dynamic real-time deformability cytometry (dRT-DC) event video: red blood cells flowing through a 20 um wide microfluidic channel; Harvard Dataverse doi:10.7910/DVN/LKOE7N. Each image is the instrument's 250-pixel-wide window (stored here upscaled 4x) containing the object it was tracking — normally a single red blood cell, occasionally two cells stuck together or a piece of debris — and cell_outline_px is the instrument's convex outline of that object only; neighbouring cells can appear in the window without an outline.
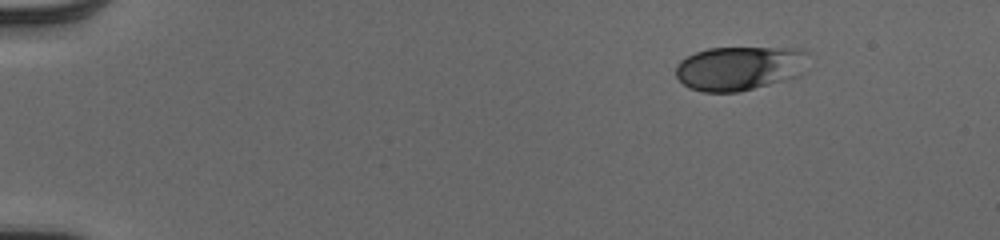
{"species": "human", "species_latin": "Homo sapiens", "temperature_condition": "cold", "stored_images_in_passage": 45, "camera_frame_rate_fps": 3000, "um_per_image_px": 0.085, "donor": {"sex": "male"}, "frame": {"image": 1, "passage_image": 1, "time_ms": 0.0, "image_size_px": [1000, 240], "cell_outline_px": [[812, 52], [804, 72], [800, 76], [740, 92], [704, 92], [688, 88], [676, 76], [676, 64], [680, 60], [696, 52], [708, 48], [804, 48]], "centroid_in_image_um": [62.95, 5.79], "position_along_channel_um": 22.1, "area_um2": 34.8}}
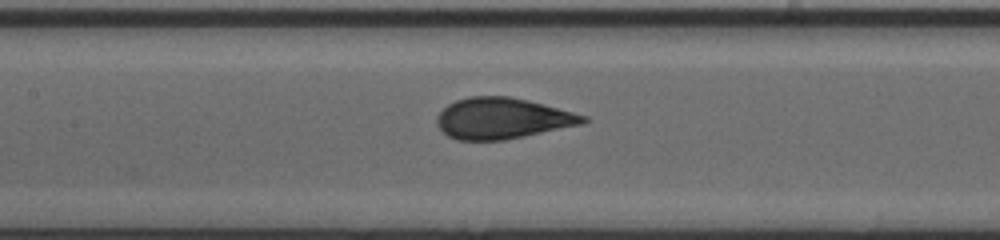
{"frame": {"image": 2, "passage_image": 20, "time_ms": 6.333, "image_size_px": [1000, 240], "cell_outline_px": [[592, 120], [580, 124], [524, 136], [504, 140], [456, 140], [448, 136], [436, 124], [436, 116], [448, 104], [456, 100], [468, 96], [508, 96], [544, 104], [588, 116]], "centroid_in_image_um": [42.68, 10.06], "position_along_channel_um": 164.7, "area_um2": 34.85}}
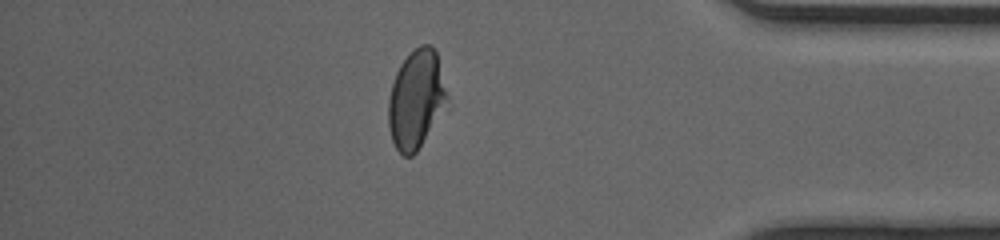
{"frame": {"image": 3, "passage_image": 39, "time_ms": 12.667, "image_size_px": [1000, 240], "cell_outline_px": [[452, 104], [416, 152], [412, 156], [404, 156], [396, 148], [392, 140], [388, 124], [388, 100], [392, 84], [396, 72], [400, 64], [420, 44], [428, 44], [436, 52]], "centroid_in_image_um": [35.44, 8.48], "position_along_channel_um": 399.8, "area_um2": 34.51}, "authors_computed_cell_mechanics": {"area_um2": 34.9112, "velocity_mm_per_s": 4.1197, "shape_relaxation_time_tau1_ms": 4.4975, "shape_relaxation_time_tau2_ms": null, "deformation_change_tau1": 0.1642, "deformation_change_tau2": null}}